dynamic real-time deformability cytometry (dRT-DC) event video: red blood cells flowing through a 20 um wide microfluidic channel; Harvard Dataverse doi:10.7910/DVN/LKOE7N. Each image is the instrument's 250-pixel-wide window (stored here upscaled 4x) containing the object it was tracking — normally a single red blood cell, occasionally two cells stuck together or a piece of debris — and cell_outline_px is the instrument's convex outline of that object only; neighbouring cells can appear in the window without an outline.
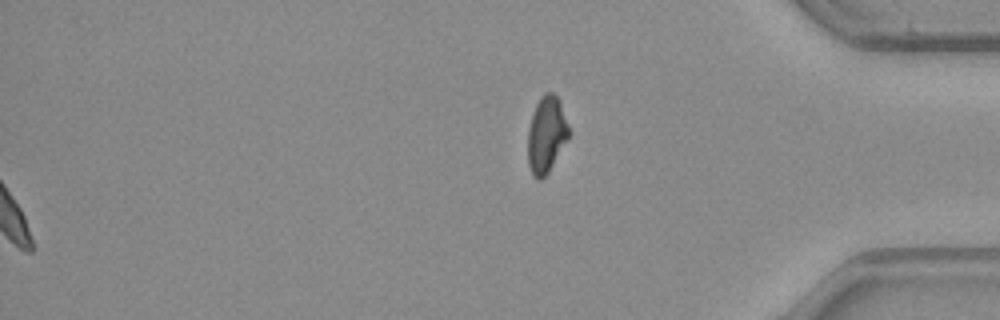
{"species": "common noctule bat (a hibernating species)", "species_latin": "Nyctalus noctula", "temperature_condition": "warm", "stored_images_in_passage": 50, "segment_of_instrument_passage": [2, 2], "camera_frame_rate_fps": 3000, "um_per_image_px": 0.085, "animal": {"sex": "male", "body_mass_g": 23.1, "forearm_length_mm": 52.7}, "frame": {"image": 1, "passage_image": 50, "time_ms": 16.333, "image_size_px": [1000, 320], "cell_outline_px": [[572, 132], [548, 172], [540, 180], [536, 180], [532, 176], [528, 164], [528, 128], [536, 104], [540, 96], [544, 92], [552, 92], [560, 100]], "centroid_in_image_um": [46.46, 11.42], "position_along_channel_um": 388.7, "area_um2": 18.55}}